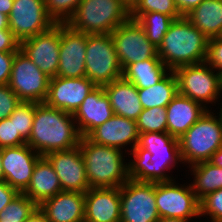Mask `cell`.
Here are the masks:
<instances>
[{"mask_svg":"<svg viewBox=\"0 0 222 222\" xmlns=\"http://www.w3.org/2000/svg\"><path fill=\"white\" fill-rule=\"evenodd\" d=\"M155 201L159 217L200 219V200L190 183L179 184L175 179L155 183Z\"/></svg>","mask_w":222,"mask_h":222,"instance_id":"9","label":"cell"},{"mask_svg":"<svg viewBox=\"0 0 222 222\" xmlns=\"http://www.w3.org/2000/svg\"><path fill=\"white\" fill-rule=\"evenodd\" d=\"M15 53L0 51V85L9 83Z\"/></svg>","mask_w":222,"mask_h":222,"instance_id":"40","label":"cell"},{"mask_svg":"<svg viewBox=\"0 0 222 222\" xmlns=\"http://www.w3.org/2000/svg\"><path fill=\"white\" fill-rule=\"evenodd\" d=\"M38 205L24 193H18L0 212V222H24Z\"/></svg>","mask_w":222,"mask_h":222,"instance_id":"32","label":"cell"},{"mask_svg":"<svg viewBox=\"0 0 222 222\" xmlns=\"http://www.w3.org/2000/svg\"><path fill=\"white\" fill-rule=\"evenodd\" d=\"M61 24L20 42V50L48 77H56L59 64Z\"/></svg>","mask_w":222,"mask_h":222,"instance_id":"14","label":"cell"},{"mask_svg":"<svg viewBox=\"0 0 222 222\" xmlns=\"http://www.w3.org/2000/svg\"><path fill=\"white\" fill-rule=\"evenodd\" d=\"M209 39L185 16L174 20L157 53L170 71L185 65L206 62Z\"/></svg>","mask_w":222,"mask_h":222,"instance_id":"3","label":"cell"},{"mask_svg":"<svg viewBox=\"0 0 222 222\" xmlns=\"http://www.w3.org/2000/svg\"><path fill=\"white\" fill-rule=\"evenodd\" d=\"M217 105H220V108H218L220 110H219V112H216V114H219V117H220V119L222 121V100H221V103H218Z\"/></svg>","mask_w":222,"mask_h":222,"instance_id":"50","label":"cell"},{"mask_svg":"<svg viewBox=\"0 0 222 222\" xmlns=\"http://www.w3.org/2000/svg\"><path fill=\"white\" fill-rule=\"evenodd\" d=\"M120 222H157L155 183L128 179L120 187Z\"/></svg>","mask_w":222,"mask_h":222,"instance_id":"10","label":"cell"},{"mask_svg":"<svg viewBox=\"0 0 222 222\" xmlns=\"http://www.w3.org/2000/svg\"><path fill=\"white\" fill-rule=\"evenodd\" d=\"M20 48V42L10 30H0V51L16 52Z\"/></svg>","mask_w":222,"mask_h":222,"instance_id":"41","label":"cell"},{"mask_svg":"<svg viewBox=\"0 0 222 222\" xmlns=\"http://www.w3.org/2000/svg\"><path fill=\"white\" fill-rule=\"evenodd\" d=\"M87 34L61 24V41L57 77L78 78L85 76Z\"/></svg>","mask_w":222,"mask_h":222,"instance_id":"18","label":"cell"},{"mask_svg":"<svg viewBox=\"0 0 222 222\" xmlns=\"http://www.w3.org/2000/svg\"><path fill=\"white\" fill-rule=\"evenodd\" d=\"M215 110H207L179 139L180 155L187 167L207 162L222 146V121Z\"/></svg>","mask_w":222,"mask_h":222,"instance_id":"6","label":"cell"},{"mask_svg":"<svg viewBox=\"0 0 222 222\" xmlns=\"http://www.w3.org/2000/svg\"><path fill=\"white\" fill-rule=\"evenodd\" d=\"M81 0H45L48 15L56 24H66Z\"/></svg>","mask_w":222,"mask_h":222,"instance_id":"35","label":"cell"},{"mask_svg":"<svg viewBox=\"0 0 222 222\" xmlns=\"http://www.w3.org/2000/svg\"><path fill=\"white\" fill-rule=\"evenodd\" d=\"M208 162L216 167L222 168V146L211 156Z\"/></svg>","mask_w":222,"mask_h":222,"instance_id":"46","label":"cell"},{"mask_svg":"<svg viewBox=\"0 0 222 222\" xmlns=\"http://www.w3.org/2000/svg\"><path fill=\"white\" fill-rule=\"evenodd\" d=\"M38 207L48 222H84L85 193L62 191Z\"/></svg>","mask_w":222,"mask_h":222,"instance_id":"22","label":"cell"},{"mask_svg":"<svg viewBox=\"0 0 222 222\" xmlns=\"http://www.w3.org/2000/svg\"><path fill=\"white\" fill-rule=\"evenodd\" d=\"M120 217V187L85 192L84 222H120Z\"/></svg>","mask_w":222,"mask_h":222,"instance_id":"21","label":"cell"},{"mask_svg":"<svg viewBox=\"0 0 222 222\" xmlns=\"http://www.w3.org/2000/svg\"><path fill=\"white\" fill-rule=\"evenodd\" d=\"M81 135L73 114L36 102L28 144L40 156L79 146Z\"/></svg>","mask_w":222,"mask_h":222,"instance_id":"2","label":"cell"},{"mask_svg":"<svg viewBox=\"0 0 222 222\" xmlns=\"http://www.w3.org/2000/svg\"><path fill=\"white\" fill-rule=\"evenodd\" d=\"M114 115L109 97L103 86H97L83 100L73 114L81 137H87L95 128Z\"/></svg>","mask_w":222,"mask_h":222,"instance_id":"20","label":"cell"},{"mask_svg":"<svg viewBox=\"0 0 222 222\" xmlns=\"http://www.w3.org/2000/svg\"><path fill=\"white\" fill-rule=\"evenodd\" d=\"M218 38L222 40V31H221L220 35L218 36Z\"/></svg>","mask_w":222,"mask_h":222,"instance_id":"52","label":"cell"},{"mask_svg":"<svg viewBox=\"0 0 222 222\" xmlns=\"http://www.w3.org/2000/svg\"><path fill=\"white\" fill-rule=\"evenodd\" d=\"M0 181H4V172L2 168V162H1V148H0Z\"/></svg>","mask_w":222,"mask_h":222,"instance_id":"49","label":"cell"},{"mask_svg":"<svg viewBox=\"0 0 222 222\" xmlns=\"http://www.w3.org/2000/svg\"><path fill=\"white\" fill-rule=\"evenodd\" d=\"M111 38L123 70L134 62L159 57L157 48L148 40L144 28L136 20L129 19L119 25L111 33Z\"/></svg>","mask_w":222,"mask_h":222,"instance_id":"12","label":"cell"},{"mask_svg":"<svg viewBox=\"0 0 222 222\" xmlns=\"http://www.w3.org/2000/svg\"><path fill=\"white\" fill-rule=\"evenodd\" d=\"M26 140L16 131L14 120H0V148L17 147L26 144Z\"/></svg>","mask_w":222,"mask_h":222,"instance_id":"37","label":"cell"},{"mask_svg":"<svg viewBox=\"0 0 222 222\" xmlns=\"http://www.w3.org/2000/svg\"><path fill=\"white\" fill-rule=\"evenodd\" d=\"M201 216L211 219L208 222H222V189L211 192L200 200Z\"/></svg>","mask_w":222,"mask_h":222,"instance_id":"36","label":"cell"},{"mask_svg":"<svg viewBox=\"0 0 222 222\" xmlns=\"http://www.w3.org/2000/svg\"><path fill=\"white\" fill-rule=\"evenodd\" d=\"M79 148L90 188L121 187L128 179V162L123 150L97 144L81 137ZM124 154V155H123Z\"/></svg>","mask_w":222,"mask_h":222,"instance_id":"4","label":"cell"},{"mask_svg":"<svg viewBox=\"0 0 222 222\" xmlns=\"http://www.w3.org/2000/svg\"><path fill=\"white\" fill-rule=\"evenodd\" d=\"M14 0H0V13L10 15Z\"/></svg>","mask_w":222,"mask_h":222,"instance_id":"45","label":"cell"},{"mask_svg":"<svg viewBox=\"0 0 222 222\" xmlns=\"http://www.w3.org/2000/svg\"><path fill=\"white\" fill-rule=\"evenodd\" d=\"M129 19L130 6L123 0H81L66 24L85 34H107Z\"/></svg>","mask_w":222,"mask_h":222,"instance_id":"5","label":"cell"},{"mask_svg":"<svg viewBox=\"0 0 222 222\" xmlns=\"http://www.w3.org/2000/svg\"><path fill=\"white\" fill-rule=\"evenodd\" d=\"M62 192L59 178L45 156H41L34 166L28 187L22 192L38 206L48 198Z\"/></svg>","mask_w":222,"mask_h":222,"instance_id":"25","label":"cell"},{"mask_svg":"<svg viewBox=\"0 0 222 222\" xmlns=\"http://www.w3.org/2000/svg\"><path fill=\"white\" fill-rule=\"evenodd\" d=\"M143 109L164 107L178 94V82L174 71L149 88L137 89Z\"/></svg>","mask_w":222,"mask_h":222,"instance_id":"28","label":"cell"},{"mask_svg":"<svg viewBox=\"0 0 222 222\" xmlns=\"http://www.w3.org/2000/svg\"><path fill=\"white\" fill-rule=\"evenodd\" d=\"M0 30H10L8 16L2 13H0Z\"/></svg>","mask_w":222,"mask_h":222,"instance_id":"47","label":"cell"},{"mask_svg":"<svg viewBox=\"0 0 222 222\" xmlns=\"http://www.w3.org/2000/svg\"><path fill=\"white\" fill-rule=\"evenodd\" d=\"M204 0H175L176 6L182 16L188 14Z\"/></svg>","mask_w":222,"mask_h":222,"instance_id":"43","label":"cell"},{"mask_svg":"<svg viewBox=\"0 0 222 222\" xmlns=\"http://www.w3.org/2000/svg\"><path fill=\"white\" fill-rule=\"evenodd\" d=\"M174 73L179 94L197 101L208 110H212L208 104L215 106L222 100V77L207 62L181 66Z\"/></svg>","mask_w":222,"mask_h":222,"instance_id":"7","label":"cell"},{"mask_svg":"<svg viewBox=\"0 0 222 222\" xmlns=\"http://www.w3.org/2000/svg\"><path fill=\"white\" fill-rule=\"evenodd\" d=\"M128 157V177L138 182L159 183L177 179L168 170L178 169V163L183 165L178 138L168 132L140 133L138 144Z\"/></svg>","mask_w":222,"mask_h":222,"instance_id":"1","label":"cell"},{"mask_svg":"<svg viewBox=\"0 0 222 222\" xmlns=\"http://www.w3.org/2000/svg\"><path fill=\"white\" fill-rule=\"evenodd\" d=\"M139 136L140 133L135 120L114 114L87 137L97 144L116 147L121 150L125 149V152L130 153L138 144Z\"/></svg>","mask_w":222,"mask_h":222,"instance_id":"19","label":"cell"},{"mask_svg":"<svg viewBox=\"0 0 222 222\" xmlns=\"http://www.w3.org/2000/svg\"><path fill=\"white\" fill-rule=\"evenodd\" d=\"M185 17L208 39L218 37L222 31V0H204Z\"/></svg>","mask_w":222,"mask_h":222,"instance_id":"26","label":"cell"},{"mask_svg":"<svg viewBox=\"0 0 222 222\" xmlns=\"http://www.w3.org/2000/svg\"><path fill=\"white\" fill-rule=\"evenodd\" d=\"M206 62L222 77V40L218 37L209 39Z\"/></svg>","mask_w":222,"mask_h":222,"instance_id":"39","label":"cell"},{"mask_svg":"<svg viewBox=\"0 0 222 222\" xmlns=\"http://www.w3.org/2000/svg\"><path fill=\"white\" fill-rule=\"evenodd\" d=\"M19 192L7 182L0 181V212L12 201Z\"/></svg>","mask_w":222,"mask_h":222,"instance_id":"42","label":"cell"},{"mask_svg":"<svg viewBox=\"0 0 222 222\" xmlns=\"http://www.w3.org/2000/svg\"><path fill=\"white\" fill-rule=\"evenodd\" d=\"M170 70L159 57L134 62L124 70L122 77L132 82L137 89L149 88L161 81Z\"/></svg>","mask_w":222,"mask_h":222,"instance_id":"27","label":"cell"},{"mask_svg":"<svg viewBox=\"0 0 222 222\" xmlns=\"http://www.w3.org/2000/svg\"><path fill=\"white\" fill-rule=\"evenodd\" d=\"M149 12L169 15L174 20L183 17L175 0H136L130 7V19L137 21L144 13Z\"/></svg>","mask_w":222,"mask_h":222,"instance_id":"31","label":"cell"},{"mask_svg":"<svg viewBox=\"0 0 222 222\" xmlns=\"http://www.w3.org/2000/svg\"><path fill=\"white\" fill-rule=\"evenodd\" d=\"M115 115L137 120L143 108L136 86L123 77L103 86Z\"/></svg>","mask_w":222,"mask_h":222,"instance_id":"24","label":"cell"},{"mask_svg":"<svg viewBox=\"0 0 222 222\" xmlns=\"http://www.w3.org/2000/svg\"><path fill=\"white\" fill-rule=\"evenodd\" d=\"M57 173L62 191L85 193L90 187L79 146L45 156Z\"/></svg>","mask_w":222,"mask_h":222,"instance_id":"16","label":"cell"},{"mask_svg":"<svg viewBox=\"0 0 222 222\" xmlns=\"http://www.w3.org/2000/svg\"><path fill=\"white\" fill-rule=\"evenodd\" d=\"M193 181L190 182L192 191L201 200L207 194L222 189V168L210 162H200L189 166Z\"/></svg>","mask_w":222,"mask_h":222,"instance_id":"29","label":"cell"},{"mask_svg":"<svg viewBox=\"0 0 222 222\" xmlns=\"http://www.w3.org/2000/svg\"><path fill=\"white\" fill-rule=\"evenodd\" d=\"M127 5L131 7V5L136 1V0H123Z\"/></svg>","mask_w":222,"mask_h":222,"instance_id":"51","label":"cell"},{"mask_svg":"<svg viewBox=\"0 0 222 222\" xmlns=\"http://www.w3.org/2000/svg\"><path fill=\"white\" fill-rule=\"evenodd\" d=\"M35 111L36 102L22 101L8 117L10 120H14L16 131H19L26 141H28L31 134Z\"/></svg>","mask_w":222,"mask_h":222,"instance_id":"34","label":"cell"},{"mask_svg":"<svg viewBox=\"0 0 222 222\" xmlns=\"http://www.w3.org/2000/svg\"><path fill=\"white\" fill-rule=\"evenodd\" d=\"M40 157L28 144L1 148L4 181L22 193L28 187L34 166Z\"/></svg>","mask_w":222,"mask_h":222,"instance_id":"17","label":"cell"},{"mask_svg":"<svg viewBox=\"0 0 222 222\" xmlns=\"http://www.w3.org/2000/svg\"><path fill=\"white\" fill-rule=\"evenodd\" d=\"M139 133L167 132L166 108L153 107L143 109L136 120Z\"/></svg>","mask_w":222,"mask_h":222,"instance_id":"33","label":"cell"},{"mask_svg":"<svg viewBox=\"0 0 222 222\" xmlns=\"http://www.w3.org/2000/svg\"><path fill=\"white\" fill-rule=\"evenodd\" d=\"M9 29L22 42L51 29L56 23L48 15L45 0H14Z\"/></svg>","mask_w":222,"mask_h":222,"instance_id":"13","label":"cell"},{"mask_svg":"<svg viewBox=\"0 0 222 222\" xmlns=\"http://www.w3.org/2000/svg\"><path fill=\"white\" fill-rule=\"evenodd\" d=\"M174 19L159 12L144 13L137 22L144 28L148 40L158 48Z\"/></svg>","mask_w":222,"mask_h":222,"instance_id":"30","label":"cell"},{"mask_svg":"<svg viewBox=\"0 0 222 222\" xmlns=\"http://www.w3.org/2000/svg\"><path fill=\"white\" fill-rule=\"evenodd\" d=\"M85 77L96 86H104L122 77L111 33L87 34Z\"/></svg>","mask_w":222,"mask_h":222,"instance_id":"8","label":"cell"},{"mask_svg":"<svg viewBox=\"0 0 222 222\" xmlns=\"http://www.w3.org/2000/svg\"><path fill=\"white\" fill-rule=\"evenodd\" d=\"M22 102L9 88V85H0V120L8 118Z\"/></svg>","mask_w":222,"mask_h":222,"instance_id":"38","label":"cell"},{"mask_svg":"<svg viewBox=\"0 0 222 222\" xmlns=\"http://www.w3.org/2000/svg\"><path fill=\"white\" fill-rule=\"evenodd\" d=\"M50 77L43 73L20 49L15 53L9 88L21 101L44 103Z\"/></svg>","mask_w":222,"mask_h":222,"instance_id":"11","label":"cell"},{"mask_svg":"<svg viewBox=\"0 0 222 222\" xmlns=\"http://www.w3.org/2000/svg\"><path fill=\"white\" fill-rule=\"evenodd\" d=\"M207 110L197 101L178 93L166 106L167 132L179 139Z\"/></svg>","mask_w":222,"mask_h":222,"instance_id":"23","label":"cell"},{"mask_svg":"<svg viewBox=\"0 0 222 222\" xmlns=\"http://www.w3.org/2000/svg\"><path fill=\"white\" fill-rule=\"evenodd\" d=\"M24 222H48L45 214L39 209V207L29 216Z\"/></svg>","mask_w":222,"mask_h":222,"instance_id":"44","label":"cell"},{"mask_svg":"<svg viewBox=\"0 0 222 222\" xmlns=\"http://www.w3.org/2000/svg\"><path fill=\"white\" fill-rule=\"evenodd\" d=\"M97 86L87 77L50 78L44 103L50 107L74 114L87 95Z\"/></svg>","mask_w":222,"mask_h":222,"instance_id":"15","label":"cell"},{"mask_svg":"<svg viewBox=\"0 0 222 222\" xmlns=\"http://www.w3.org/2000/svg\"><path fill=\"white\" fill-rule=\"evenodd\" d=\"M157 222H191L190 220L171 218V217H160Z\"/></svg>","mask_w":222,"mask_h":222,"instance_id":"48","label":"cell"}]
</instances>
